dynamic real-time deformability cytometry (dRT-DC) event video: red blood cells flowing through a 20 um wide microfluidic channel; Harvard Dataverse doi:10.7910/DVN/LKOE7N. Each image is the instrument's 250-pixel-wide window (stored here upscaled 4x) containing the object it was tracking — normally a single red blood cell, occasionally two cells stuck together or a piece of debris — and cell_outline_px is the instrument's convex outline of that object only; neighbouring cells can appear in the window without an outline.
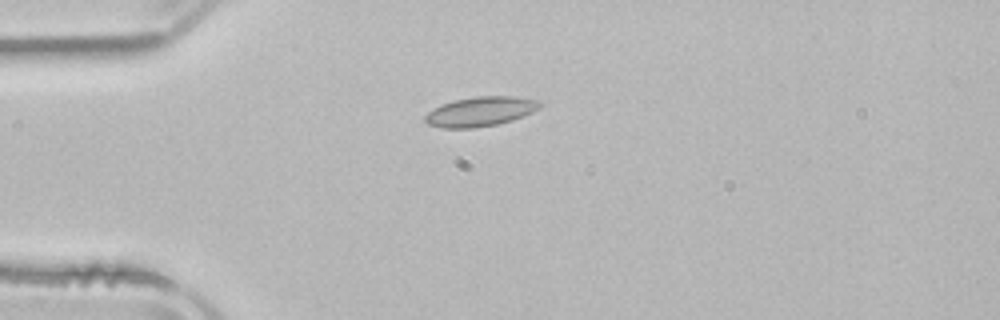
{"species": "common noctule bat (a hibernating species)", "species_latin": "Nyctalus noctula", "temperature_condition": "room temperature", "stored_images_in_passage": 1, "camera_frame_rate_fps": 3000, "um_per_image_px": 0.085, "animal": {"sex": "male", "body_mass_g": 21.5, "forearm_length_mm": 52.0}, "frame": {"image": 1, "passage_image": 1, "time_ms": 0.0, "image_size_px": [1000, 320], "cell_outline_px": [[544, 104], [540, 108], [524, 116], [512, 120], [496, 124], [476, 128], [444, 128], [428, 124], [424, 120], [424, 116], [432, 108], [440, 104], [456, 100], [476, 96], [516, 96], [536, 100]], "centroid_in_image_um": [40.83, 9.48], "position_along_channel_um": 44.2, "area_um2": 19.88}}